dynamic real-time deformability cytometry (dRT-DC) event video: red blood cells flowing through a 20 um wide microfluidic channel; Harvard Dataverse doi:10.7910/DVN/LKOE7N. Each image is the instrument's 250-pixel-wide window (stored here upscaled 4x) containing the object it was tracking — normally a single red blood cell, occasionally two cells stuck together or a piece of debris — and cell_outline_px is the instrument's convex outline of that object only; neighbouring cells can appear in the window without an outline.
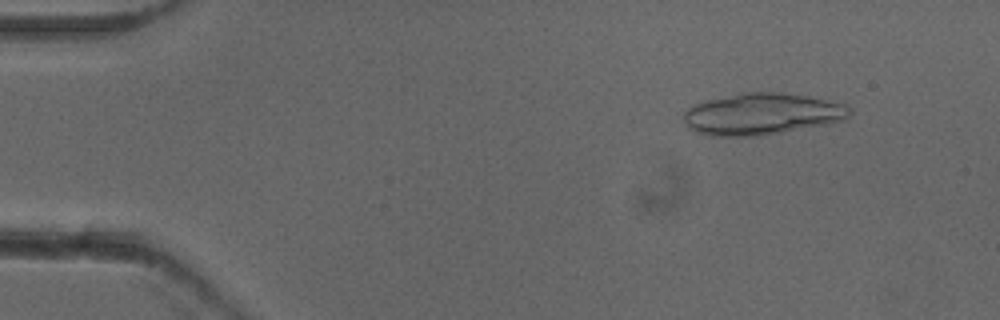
{"species": "common noctule bat (a hibernating species)", "species_latin": "Nyctalus noctula", "temperature_condition": "cold", "stored_images_in_passage": 18, "camera_frame_rate_fps": 3000, "um_per_image_px": 0.085, "animal": {"sex": "female"}, "frame": {"image": 1, "passage_image": 6, "time_ms": 1.667, "image_size_px": [1000, 320], "cell_outline_px": [[852, 112], [844, 120], [828, 124], [760, 136], [712, 136], [696, 132], [688, 128], [684, 120], [684, 112], [688, 108], [696, 104], [708, 100], [744, 92], [780, 92], [808, 96], [848, 104], [852, 108]], "centroid_in_image_um": [64.81, 9.69], "position_along_channel_um": 20.2, "area_um2": 40.4}}